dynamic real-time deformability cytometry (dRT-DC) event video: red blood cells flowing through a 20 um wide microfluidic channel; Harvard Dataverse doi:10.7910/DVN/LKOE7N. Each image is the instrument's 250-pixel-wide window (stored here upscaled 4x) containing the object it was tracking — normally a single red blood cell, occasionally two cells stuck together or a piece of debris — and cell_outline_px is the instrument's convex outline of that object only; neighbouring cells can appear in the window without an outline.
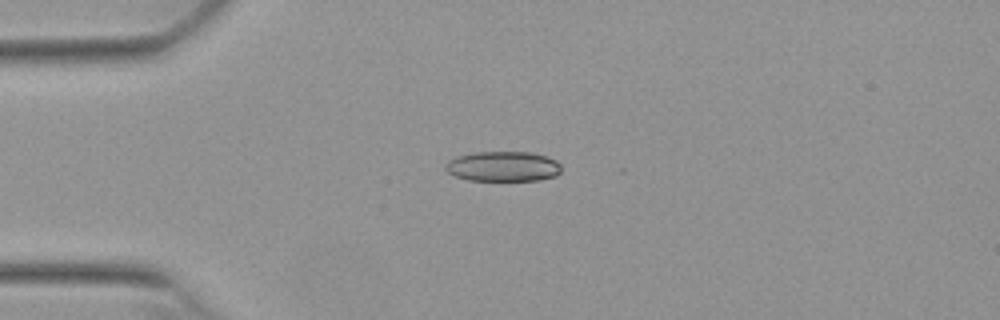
{"species": "Egyptian fruit bat (a non-hibernating species)", "species_latin": "Rousettus aegyptiacus", "temperature_condition": "warm", "stored_images_in_passage": 41, "camera_frame_rate_fps": 3000, "um_per_image_px": 0.085, "animal": {"sex": "female"}, "frame": {"image": 1, "passage_image": 1, "time_ms": 0.0, "image_size_px": [1000, 320], "cell_outline_px": [[560, 172], [556, 176], [540, 180], [468, 180], [456, 176], [448, 172], [444, 168], [444, 164], [448, 160], [456, 156], [472, 152], [532, 152], [556, 160], [560, 164]], "centroid_in_image_um": [42.73, 14.14], "position_along_channel_um": 42.3, "area_um2": 20.4}}
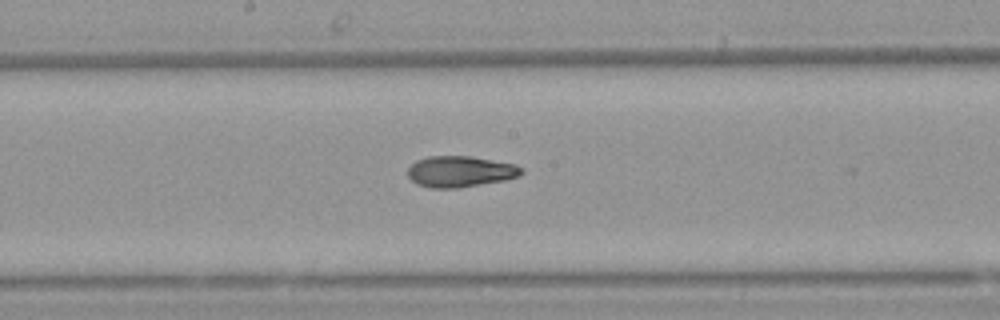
{"frame": {"image": 2, "passage_image": 16, "time_ms": 5.0, "image_size_px": [1000, 320], "cell_outline_px": [[524, 172], [520, 176], [504, 180], [456, 188], [428, 188], [416, 184], [408, 176], [408, 168], [416, 160], [428, 156], [472, 156], [516, 164], [524, 168]], "centroid_in_image_um": [39.13, 14.57], "position_along_channel_um": 209.1, "area_um2": 20.75}}
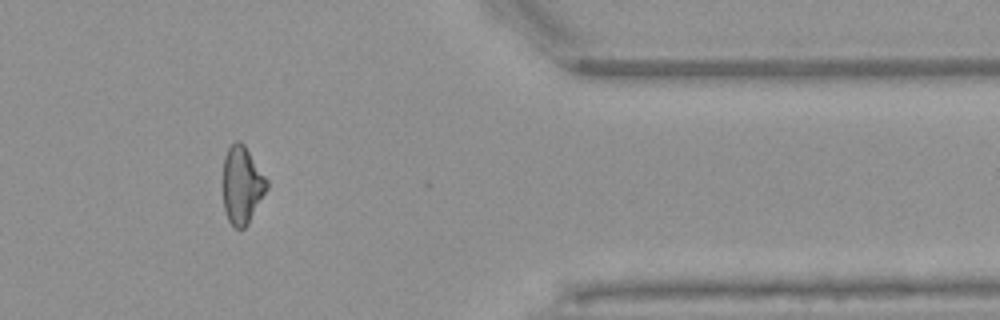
{"frame": {"image": 3, "passage_image": 32, "time_ms": 10.333, "image_size_px": [1000, 320], "cell_outline_px": [[268, 188], [248, 224], [244, 228], [236, 228], [228, 220], [224, 208], [224, 156], [228, 148], [236, 140], [240, 140], [244, 144], [268, 180]], "centroid_in_image_um": [20.59, 15.72], "position_along_channel_um": 390.8, "area_um2": 19.65}, "authors_computed_cell_mechanics": {"area_um2": 20.6346, "velocity_mm_per_s": 3.8383, "shape_relaxation_time_tau1_ms": null, "shape_relaxation_time_tau2_ms": 3.7938, "deformation_change_tau1": null, "deformation_change_tau2": 0.1113}}